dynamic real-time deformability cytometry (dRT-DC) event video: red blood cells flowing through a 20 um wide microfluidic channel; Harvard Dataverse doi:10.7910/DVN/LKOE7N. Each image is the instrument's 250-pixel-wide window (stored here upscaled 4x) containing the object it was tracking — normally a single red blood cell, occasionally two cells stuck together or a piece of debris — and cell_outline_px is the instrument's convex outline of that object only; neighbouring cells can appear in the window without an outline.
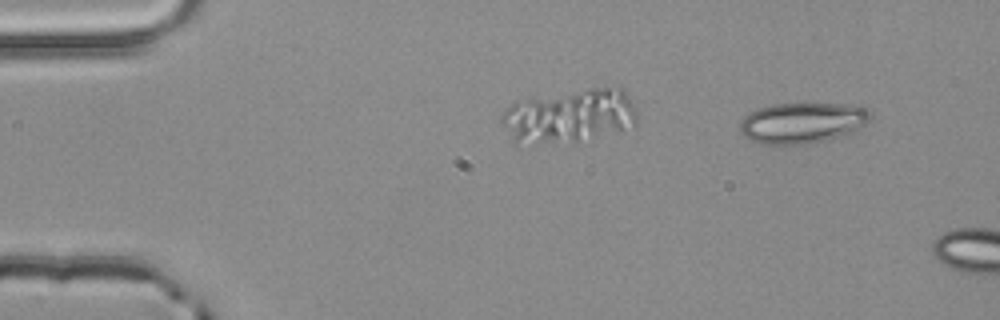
{"species": "common noctule bat (a hibernating species)", "species_latin": "Nyctalus noctula", "temperature_condition": "room temperature", "stored_images_in_passage": 2, "camera_frame_rate_fps": 3000, "um_per_image_px": 0.085, "animal": {"sex": "male", "body_mass_g": 20.4}, "frame": {"image": 1, "passage_image": 1, "time_ms": 0.0, "image_size_px": [1000, 320], "cell_outline_px": [[872, 116], [868, 124], [856, 132], [824, 140], [804, 144], [764, 144], [748, 140], [740, 132], [740, 120], [748, 112], [756, 108], [772, 104], [848, 104], [868, 108], [872, 112]], "centroid_in_image_um": [68.22, 10.43], "position_along_channel_um": 16.8, "area_um2": 31.5}}